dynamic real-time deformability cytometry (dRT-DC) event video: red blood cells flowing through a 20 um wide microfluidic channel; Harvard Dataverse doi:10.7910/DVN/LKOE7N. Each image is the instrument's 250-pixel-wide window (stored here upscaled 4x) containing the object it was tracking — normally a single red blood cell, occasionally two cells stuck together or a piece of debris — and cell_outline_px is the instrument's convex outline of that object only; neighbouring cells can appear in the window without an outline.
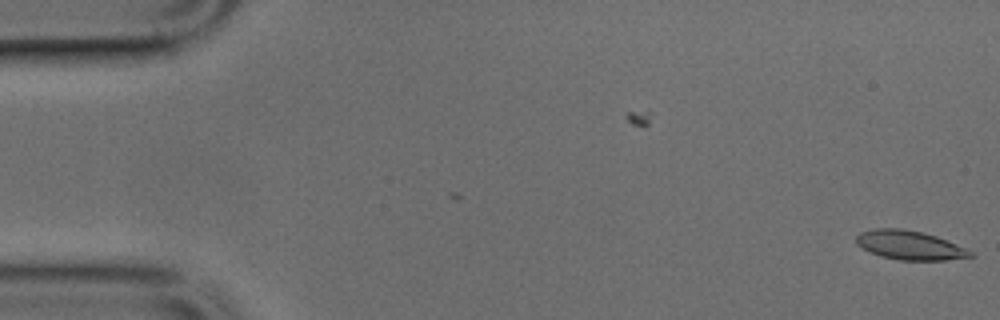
{"species": "common noctule bat (a hibernating species)", "species_latin": "Nyctalus noctula", "temperature_condition": "cold", "stored_images_in_passage": 50, "camera_frame_rate_fps": 3000, "um_per_image_px": 0.085, "animal": {"sex": "male", "body_mass_g": 17.9, "forearm_length_mm": 54.2}, "frame": {"image": 1, "passage_image": 1, "time_ms": 0.0, "image_size_px": [1000, 320], "cell_outline_px": [[972, 256], [944, 260], [900, 260], [880, 256], [856, 244], [856, 236], [860, 232], [876, 228], [900, 228], [924, 232], [936, 236], [964, 248], [972, 252]], "centroid_in_image_um": [77.28, 20.83], "position_along_channel_um": 7.7, "area_um2": 19.02}}
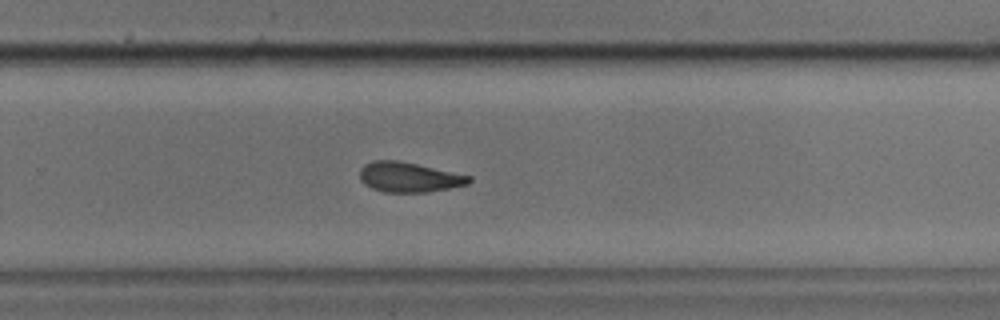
{"frame": {"image": 2, "passage_image": 32, "time_ms": 10.333, "image_size_px": [1000, 320], "cell_outline_px": [[472, 180], [468, 184], [428, 192], [384, 192], [372, 188], [364, 184], [360, 180], [360, 168], [364, 164], [372, 160], [400, 160], [472, 176]], "centroid_in_image_um": [34.74, 15.05], "position_along_channel_um": 295.1, "area_um2": 19.19}}
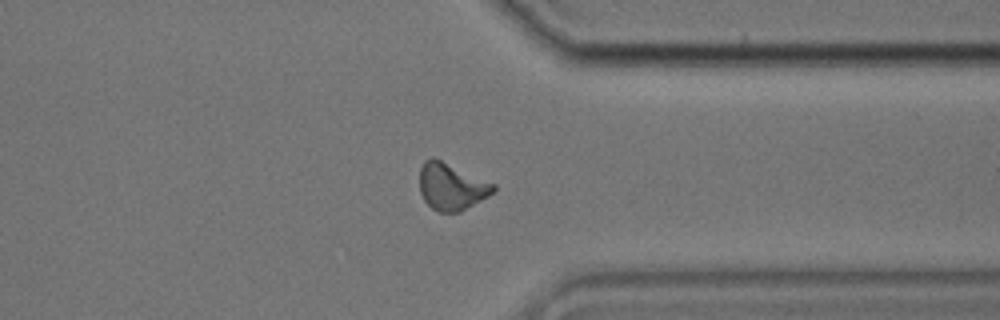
{"frame": {"image": 3, "passage_image": 38, "time_ms": 12.333, "image_size_px": [1000, 320], "cell_outline_px": [[496, 192], [460, 212], [440, 212], [432, 208], [424, 200], [420, 192], [420, 168], [424, 160], [432, 156], [496, 184]], "centroid_in_image_um": [38.39, 15.85], "position_along_channel_um": 373.0, "area_um2": 20.29}}